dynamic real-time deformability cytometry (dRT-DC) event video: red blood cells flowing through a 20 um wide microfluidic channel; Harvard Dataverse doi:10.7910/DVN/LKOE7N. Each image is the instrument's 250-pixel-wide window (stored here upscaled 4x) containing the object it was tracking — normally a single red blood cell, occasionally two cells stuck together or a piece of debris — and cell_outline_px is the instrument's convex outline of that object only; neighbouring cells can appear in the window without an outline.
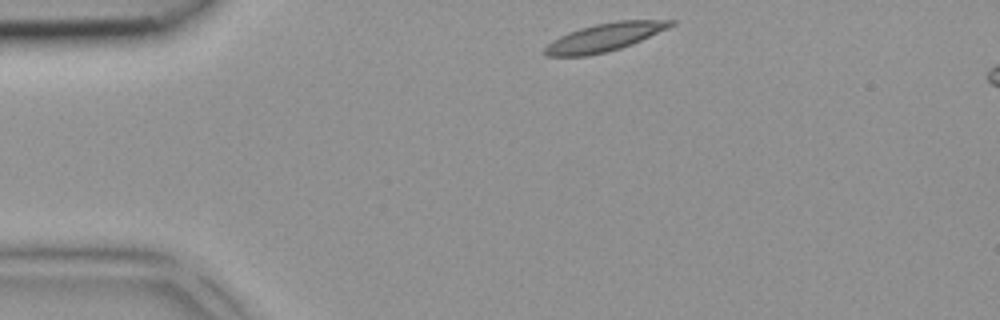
{"species": "common noctule bat (a hibernating species)", "species_latin": "Nyctalus noctula", "temperature_condition": "room temperature", "stored_images_in_passage": 2, "camera_frame_rate_fps": 3000, "um_per_image_px": 0.085, "animal": {"sex": "female", "body_mass_g": 18.4}, "frame": {"image": 1, "passage_image": 1, "time_ms": 0.0, "image_size_px": [1000, 320], "cell_outline_px": [[676, 24], [668, 28], [632, 44], [620, 48], [588, 56], [544, 56], [540, 52], [552, 40], [568, 32], [580, 28], [596, 24], [616, 20], [676, 20]], "centroid_in_image_um": [51.36, 3.17], "position_along_channel_um": 33.6, "area_um2": 20.63}}